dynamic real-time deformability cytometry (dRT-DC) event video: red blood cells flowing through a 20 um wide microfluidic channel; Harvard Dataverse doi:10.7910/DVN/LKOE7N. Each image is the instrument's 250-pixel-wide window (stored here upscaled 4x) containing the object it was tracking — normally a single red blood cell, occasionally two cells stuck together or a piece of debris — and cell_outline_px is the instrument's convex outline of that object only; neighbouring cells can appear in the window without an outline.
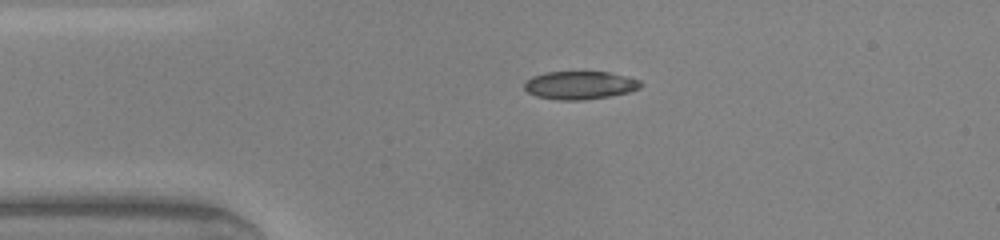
{"species": "common noctule bat (a hibernating species)", "species_latin": "Nyctalus noctula", "temperature_condition": "warm", "stored_images_in_passage": 38, "camera_frame_rate_fps": 3000, "um_per_image_px": 0.085, "animal": {"sex": "male", "body_mass_g": 20.0, "forearm_length_mm": 53.3}, "frame": {"image": 1, "passage_image": 1, "time_ms": 0.0, "image_size_px": [1000, 240], "cell_outline_px": [[644, 84], [640, 88], [628, 92], [608, 96], [584, 100], [560, 100], [536, 96], [528, 92], [524, 88], [524, 84], [532, 76], [544, 72], [608, 72], [640, 80]], "centroid_in_image_um": [49.29, 7.24], "position_along_channel_um": 35.7, "area_um2": 18.96}}
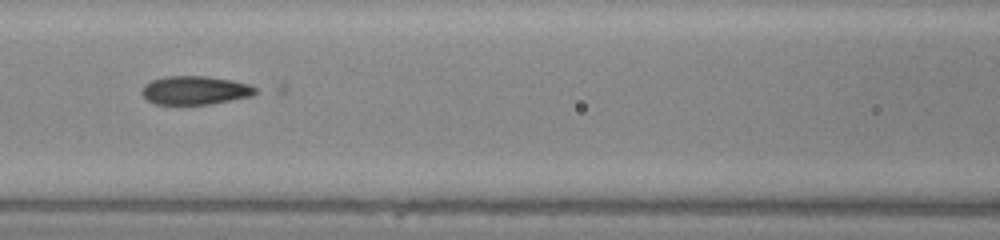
{"frame": {"image": 2, "passage_image": 11, "time_ms": 3.333, "image_size_px": [1000, 240], "cell_outline_px": [[256, 92], [252, 96], [232, 100], [208, 104], [156, 104], [148, 100], [140, 92], [144, 84], [152, 80], [164, 76], [204, 76], [232, 80], [248, 84], [256, 88]], "centroid_in_image_um": [16.56, 7.67], "position_along_channel_um": 150.0, "area_um2": 18.84}}
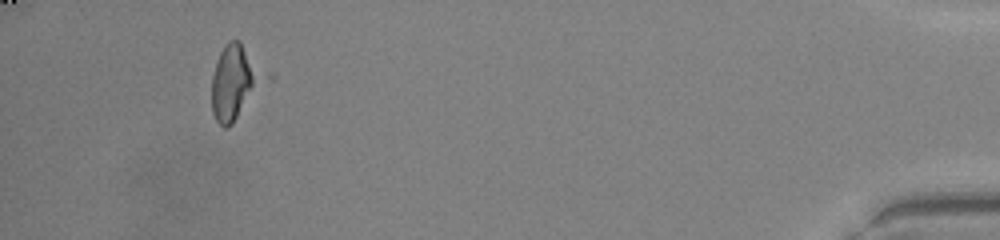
{"frame": {"image": 3, "passage_image": 35, "time_ms": 11.333, "image_size_px": [1000, 240], "cell_outline_px": [[276, 76], [232, 124], [228, 128], [224, 128], [216, 120], [212, 112], [212, 76], [216, 60], [220, 52], [228, 40], [240, 40]], "centroid_in_image_um": [20.13, 6.94], "position_along_channel_um": 415.1, "area_um2": 24.85}, "authors_computed_cell_mechanics": {"area_um2": 19.0451, "velocity_mm_per_s": 4.2528, "shape_relaxation_time_tau1_ms": 2.2187, "shape_relaxation_time_tau2_ms": null, "deformation_change_tau1": 0.3625, "deformation_change_tau2": null}}